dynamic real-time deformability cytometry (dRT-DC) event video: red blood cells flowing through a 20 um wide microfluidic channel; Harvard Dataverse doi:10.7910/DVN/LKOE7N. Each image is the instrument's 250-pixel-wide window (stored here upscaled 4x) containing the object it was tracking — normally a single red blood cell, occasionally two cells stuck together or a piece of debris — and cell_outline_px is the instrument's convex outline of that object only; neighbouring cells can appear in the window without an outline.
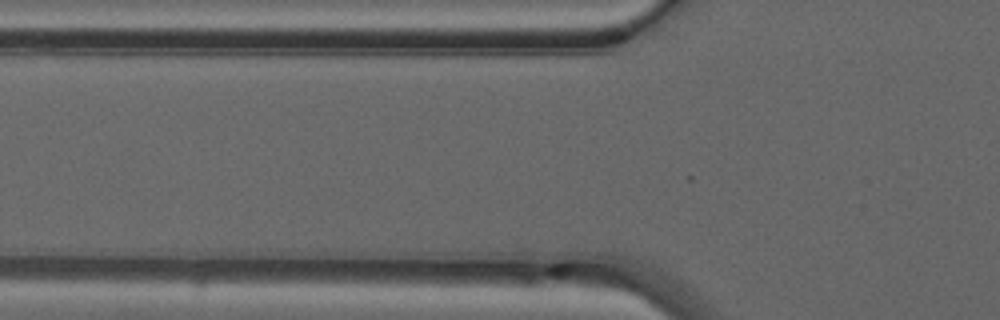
{"species": "common noctule bat (a hibernating species)", "species_latin": "Nyctalus noctula", "temperature_condition": "warm", "stored_images_in_passage": 4, "camera_frame_rate_fps": 3000, "um_per_image_px": 0.085, "animal": {"sex": "male", "forearm_length_mm": 52.5}, "frame": {"image": 1, "passage_image": 4, "time_ms": 1.0, "image_size_px": [1000, 320], "cell_outline_px": [[620, 256], [596, 268], [560, 276], [552, 276], [540, 268], [544, 240], [548, 240], [608, 244]], "centroid_in_image_um": [48.81, 21.83], "position_along_channel_um": 77.0, "area_um2": 14.85}}